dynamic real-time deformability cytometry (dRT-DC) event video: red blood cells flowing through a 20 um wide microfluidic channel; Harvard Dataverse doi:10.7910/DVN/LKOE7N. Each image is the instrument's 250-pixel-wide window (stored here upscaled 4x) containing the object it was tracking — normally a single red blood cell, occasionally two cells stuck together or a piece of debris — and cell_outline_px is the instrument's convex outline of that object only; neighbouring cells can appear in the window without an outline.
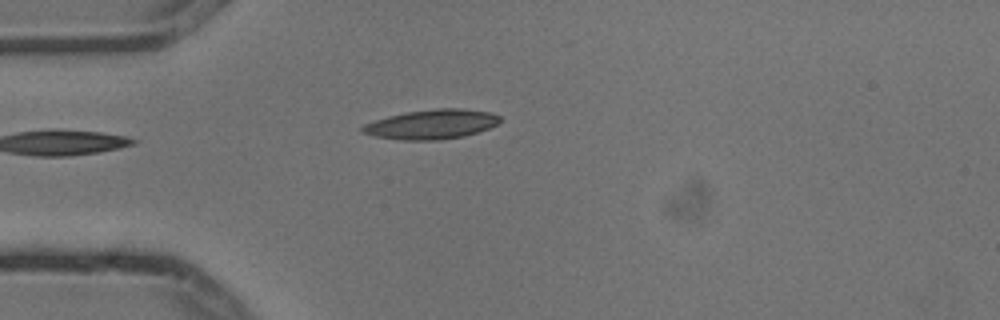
{"species": "common noctule bat (a hibernating species)", "species_latin": "Nyctalus noctula", "temperature_condition": "cold", "stored_images_in_passage": 4, "camera_frame_rate_fps": 3000, "um_per_image_px": 0.085, "animal": {"sex": "male", "body_mass_g": 13.3}, "frame": {"image": 1, "passage_image": 4, "time_ms": 1.0, "image_size_px": [1000, 320], "cell_outline_px": [[500, 120], [496, 124], [488, 128], [464, 136], [440, 140], [400, 140], [376, 136], [360, 132], [360, 128], [364, 124], [388, 116], [404, 112], [436, 108], [460, 108], [488, 112], [500, 116]], "centroid_in_image_um": [36.65, 10.56], "position_along_channel_um": 48.4, "area_um2": 23.58}}